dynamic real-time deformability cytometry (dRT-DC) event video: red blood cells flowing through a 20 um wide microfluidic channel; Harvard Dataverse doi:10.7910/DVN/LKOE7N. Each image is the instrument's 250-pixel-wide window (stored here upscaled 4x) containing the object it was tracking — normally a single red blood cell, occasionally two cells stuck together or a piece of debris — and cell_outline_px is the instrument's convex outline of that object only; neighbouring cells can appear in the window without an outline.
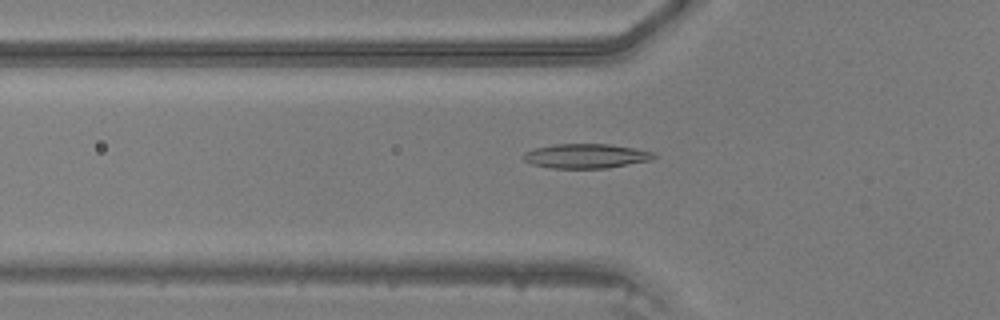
{"species": "common noctule bat (a hibernating species)", "species_latin": "Nyctalus noctula", "temperature_condition": "warm", "stored_images_in_passage": 48, "camera_frame_rate_fps": 3000, "um_per_image_px": 0.085, "animal": {"sex": "male", "body_mass_g": 20.5, "forearm_length_mm": 52.5}, "frame": {"image": 1, "passage_image": 17, "time_ms": 5.333, "image_size_px": [1000, 320], "cell_outline_px": [[656, 156], [652, 160], [608, 168], [552, 168], [532, 164], [524, 160], [520, 156], [524, 152], [536, 148], [556, 144], [608, 144], [636, 148], [656, 152]], "centroid_in_image_um": [49.84, 13.26], "position_along_channel_um": 76.0, "area_um2": 18.73}}
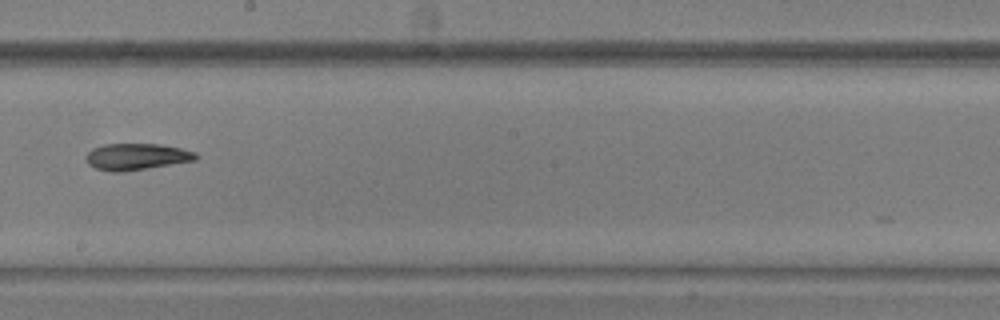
{"frame": {"image": 2, "passage_image": 28, "time_ms": 9.0, "image_size_px": [1000, 320], "cell_outline_px": [[200, 156], [196, 160], [124, 172], [108, 172], [96, 168], [88, 164], [88, 152], [92, 148], [104, 144], [160, 144], [180, 148], [196, 152]], "centroid_in_image_um": [11.63, 13.32], "position_along_channel_um": 236.6, "area_um2": 16.99}}
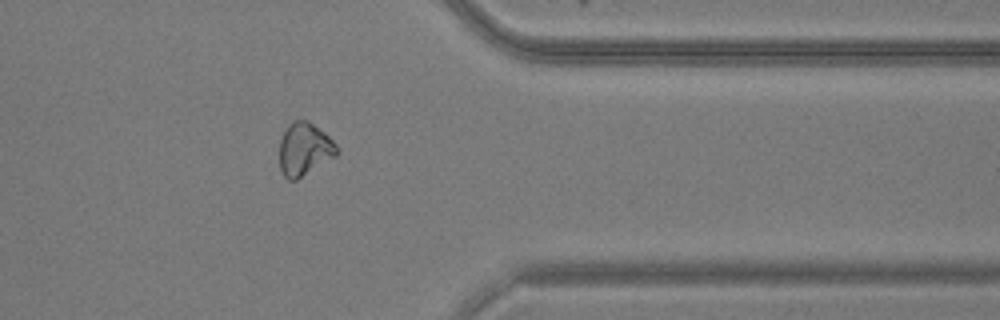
{"frame": {"image": 3, "passage_image": 39, "time_ms": 12.667, "image_size_px": [1000, 320], "cell_outline_px": [[340, 152], [336, 156], [296, 180], [288, 180], [284, 176], [280, 168], [280, 140], [288, 124], [292, 120], [308, 120], [324, 132], [340, 148]], "centroid_in_image_um": [25.89, 12.67], "position_along_channel_um": 385.5, "area_um2": 17.74}}